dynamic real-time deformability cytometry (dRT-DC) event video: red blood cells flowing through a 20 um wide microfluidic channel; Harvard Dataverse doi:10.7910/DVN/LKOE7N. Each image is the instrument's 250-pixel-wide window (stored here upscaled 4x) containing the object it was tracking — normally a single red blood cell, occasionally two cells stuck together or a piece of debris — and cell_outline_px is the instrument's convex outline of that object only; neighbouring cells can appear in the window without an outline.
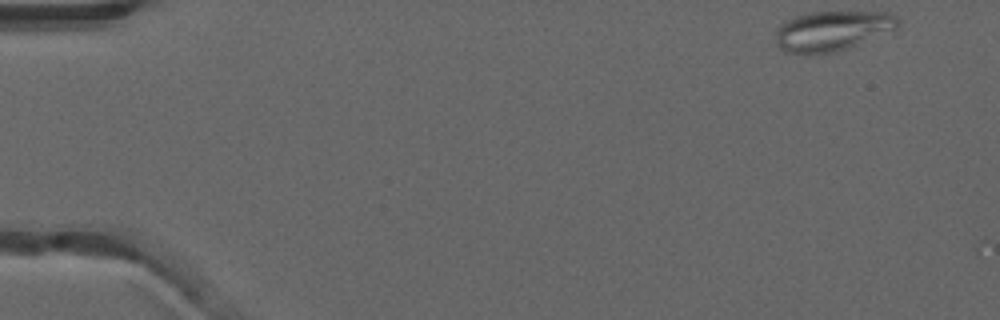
{"species": "common noctule bat (a hibernating species)", "species_latin": "Nyctalus noctula", "temperature_condition": "warm", "stored_images_in_passage": 44, "camera_frame_rate_fps": 3000, "um_per_image_px": 0.085, "animal": {"sex": "male", "forearm_length_mm": 52.5}, "frame": {"image": 1, "passage_image": 1, "time_ms": 0.0, "image_size_px": [1000, 320], "cell_outline_px": [[900, 28], [896, 32], [832, 52], [808, 56], [788, 52], [780, 48], [776, 44], [776, 28], [780, 24], [796, 16], [808, 12], [892, 12], [900, 20]], "centroid_in_image_um": [70.81, 2.63], "position_along_channel_um": 14.2, "area_um2": 29.19}}
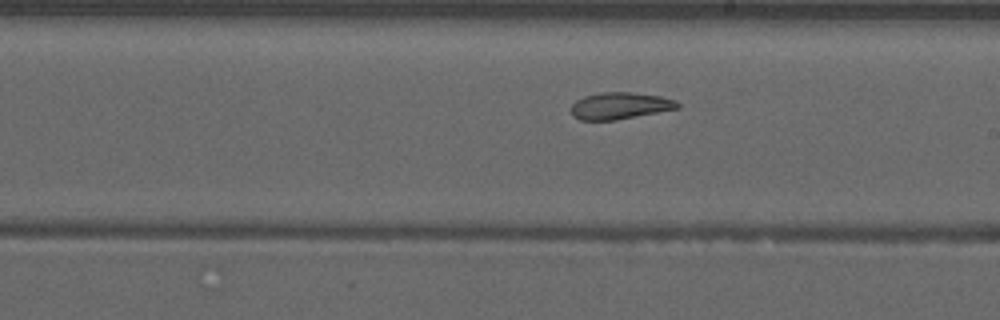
{"frame": {"image": 2, "passage_image": 28, "time_ms": 9.0, "image_size_px": [1000, 320], "cell_outline_px": [[680, 108], [616, 120], [580, 120], [572, 116], [572, 104], [576, 100], [584, 96], [600, 92], [628, 92], [660, 96], [676, 100], [680, 104]], "centroid_in_image_um": [52.7, 8.99], "position_along_channel_um": 236.3, "area_um2": 16.65}}
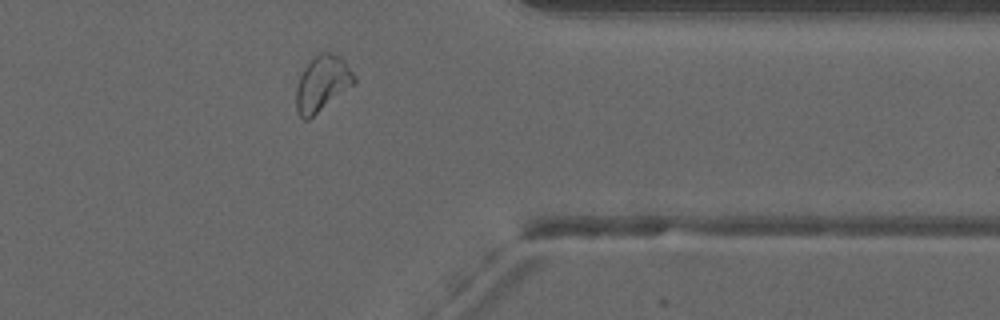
{"frame": {"image": 3, "passage_image": 40, "time_ms": 13.0, "image_size_px": [1000, 320], "cell_outline_px": [[356, 84], [308, 120], [304, 120], [296, 112], [296, 88], [300, 76], [304, 68], [320, 52], [328, 52], [340, 56], [344, 60], [356, 76]], "centroid_in_image_um": [27.41, 7.12], "position_along_channel_um": 384.0, "area_um2": 18.9}}